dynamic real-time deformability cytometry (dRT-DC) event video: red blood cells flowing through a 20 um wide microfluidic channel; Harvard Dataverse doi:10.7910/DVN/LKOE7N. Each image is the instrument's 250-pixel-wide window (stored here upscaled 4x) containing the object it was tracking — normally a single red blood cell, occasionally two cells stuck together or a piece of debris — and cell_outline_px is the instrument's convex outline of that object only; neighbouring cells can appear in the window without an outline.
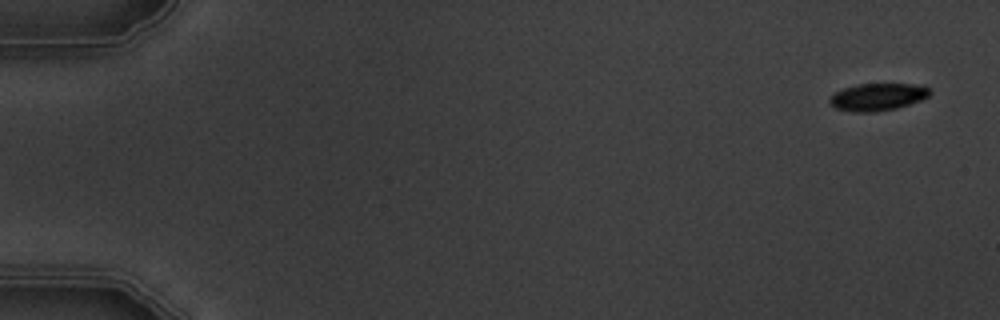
{"species": "common noctule bat (a hibernating species)", "species_latin": "Nyctalus noctula", "temperature_condition": "warm", "stored_images_in_passage": 8, "camera_frame_rate_fps": 3000, "um_per_image_px": 0.085, "animal": {"sex": "male", "body_mass_g": 19.5, "forearm_length_mm": 54.6}, "frame": {"image": 1, "passage_image": 1, "time_ms": 0.0, "image_size_px": [1000, 320], "cell_outline_px": [[932, 92], [928, 96], [920, 100], [896, 108], [876, 112], [856, 112], [836, 108], [828, 104], [828, 100], [836, 92], [844, 88], [856, 84], [912, 84], [928, 88]], "centroid_in_image_um": [74.56, 8.24], "position_along_channel_um": 10.4, "area_um2": 15.78}}
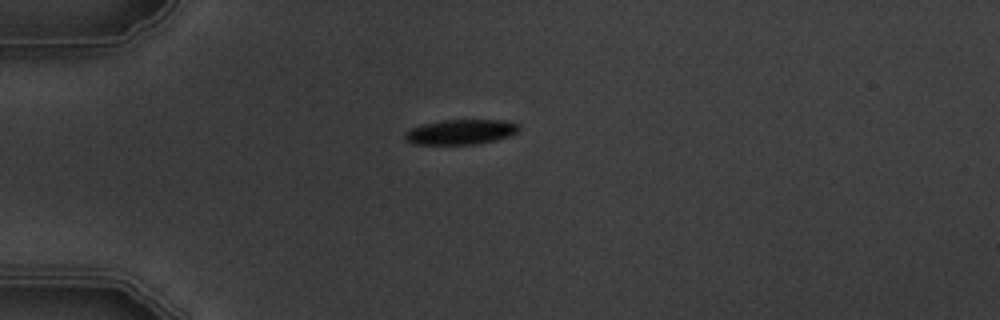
{"frame": {"image": 2, "passage_image": 4, "time_ms": 4.333, "image_size_px": [1000, 320], "cell_outline_px": [[520, 128], [516, 132], [508, 136], [496, 140], [476, 144], [412, 144], [404, 140], [404, 136], [412, 128], [424, 124], [444, 120], [504, 120], [520, 124]], "centroid_in_image_um": [39.18, 11.22], "position_along_channel_um": 45.8, "area_um2": 16.47}}
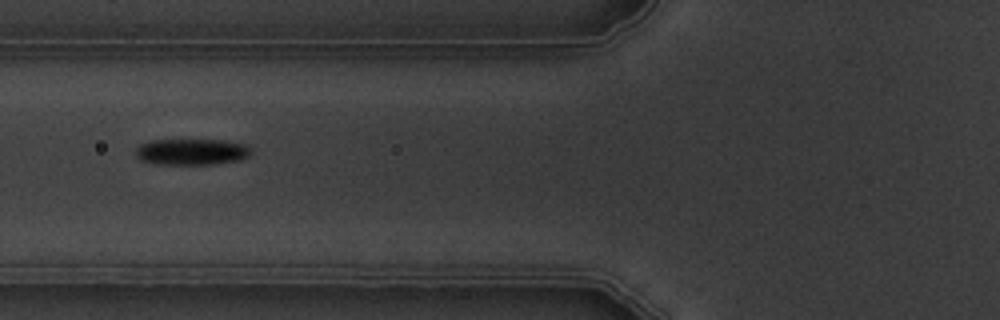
{"frame": {"image": 3, "passage_image": 6, "time_ms": 6.667, "image_size_px": [1000, 320], "cell_outline_px": [[252, 152], [248, 156], [240, 160], [212, 164], [156, 164], [140, 160], [136, 156], [136, 148], [140, 144], [152, 140], [224, 140], [244, 144], [252, 148]], "centroid_in_image_um": [16.3, 12.9], "position_along_channel_um": 109.5, "area_um2": 17.69}}